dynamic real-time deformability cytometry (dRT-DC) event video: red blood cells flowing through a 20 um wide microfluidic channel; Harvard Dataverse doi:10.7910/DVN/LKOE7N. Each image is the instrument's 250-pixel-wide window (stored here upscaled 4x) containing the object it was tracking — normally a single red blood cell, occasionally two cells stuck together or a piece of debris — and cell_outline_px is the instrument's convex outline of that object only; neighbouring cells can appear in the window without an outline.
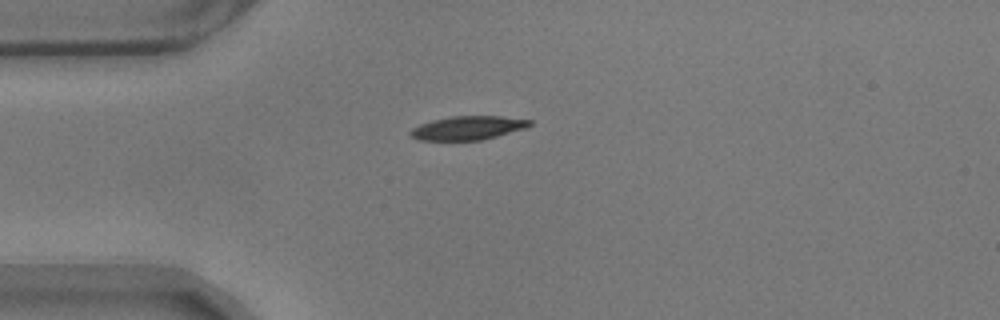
{"species": "common noctule bat (a hibernating species)", "species_latin": "Nyctalus noctula", "temperature_condition": "warm", "stored_images_in_passage": 35, "camera_frame_rate_fps": 3000, "um_per_image_px": 0.085, "animal": {"sex": "male", "body_mass_g": 17.9}, "frame": {"image": 1, "passage_image": 1, "time_ms": 0.0, "image_size_px": [1000, 320], "cell_outline_px": [[532, 124], [524, 128], [496, 136], [480, 140], [416, 140], [408, 132], [412, 128], [420, 124], [432, 120], [452, 116], [500, 116], [532, 120]], "centroid_in_image_um": [39.73, 10.87], "position_along_channel_um": 45.3, "area_um2": 16.36}}
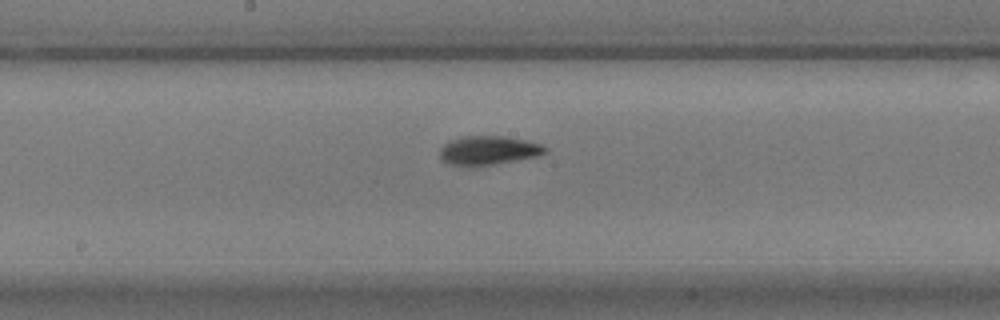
{"frame": {"image": 2, "passage_image": 16, "time_ms": 5.0, "image_size_px": [1000, 320], "cell_outline_px": [[548, 152], [540, 156], [496, 164], [472, 168], [448, 164], [440, 160], [440, 148], [444, 144], [452, 140], [464, 136], [504, 136], [544, 144], [548, 148]], "centroid_in_image_um": [41.54, 12.81], "position_along_channel_um": 206.7, "area_um2": 18.32}}
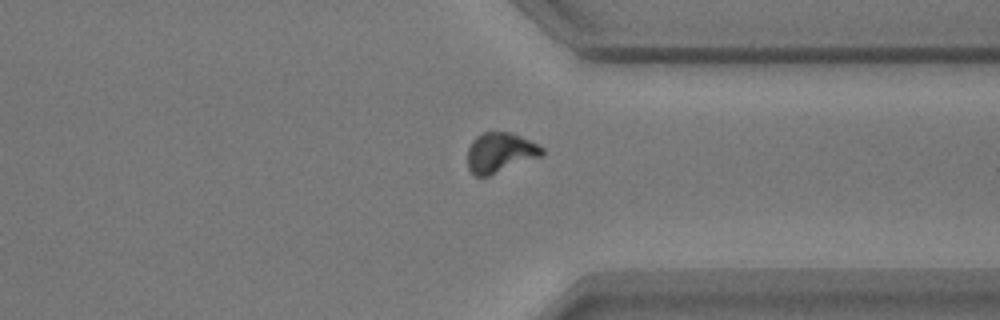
{"frame": {"image": 3, "passage_image": 30, "time_ms": 9.667, "image_size_px": [1000, 320], "cell_outline_px": [[544, 156], [488, 176], [476, 176], [468, 168], [468, 148], [472, 140], [476, 136], [484, 132], [508, 132], [520, 136], [544, 148]], "centroid_in_image_um": [42.52, 12.98], "position_along_channel_um": 368.9, "area_um2": 17.34}, "authors_computed_cell_mechanics": {"area_um2": 17.34, "velocity_mm_per_s": 3.5164, "shape_relaxation_time_tau1_ms": 3.0476, "shape_relaxation_time_tau2_ms": 3.2978, "deformation_change_tau1": 0.1344, "deformation_change_tau2": 0.0826}}